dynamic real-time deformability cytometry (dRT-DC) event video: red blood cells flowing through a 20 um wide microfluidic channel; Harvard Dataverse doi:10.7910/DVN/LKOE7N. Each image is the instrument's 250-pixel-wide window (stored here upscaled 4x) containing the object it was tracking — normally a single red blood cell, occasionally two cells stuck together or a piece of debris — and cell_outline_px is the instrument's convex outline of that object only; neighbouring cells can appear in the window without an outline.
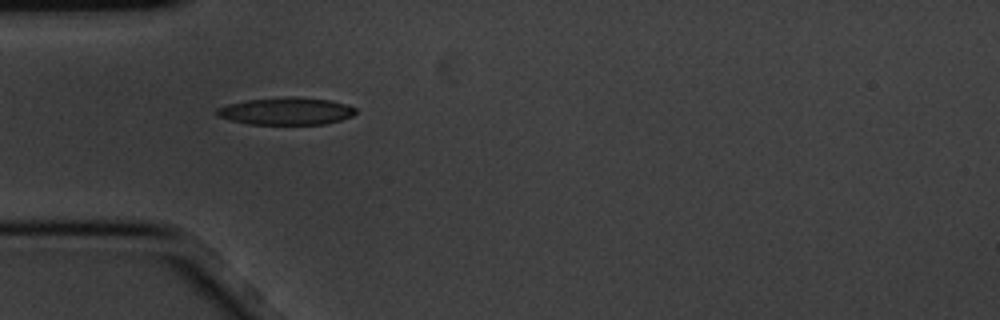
{"species": "common noctule bat (a hibernating species)", "species_latin": "Nyctalus noctula", "temperature_condition": "cold", "stored_images_in_passage": 4, "segment_of_instrument_passage": [1, 2], "camera_frame_rate_fps": 3000, "um_per_image_px": 0.085, "animal": {"sex": "male", "body_mass_g": 20.1, "forearm_length_mm": 53.5}, "frame": {"image": 1, "passage_image": 1, "time_ms": 0.0, "image_size_px": [1000, 320], "cell_outline_px": [[356, 112], [352, 116], [340, 120], [324, 124], [248, 124], [228, 120], [216, 116], [216, 108], [228, 104], [248, 100], [296, 96], [328, 100], [348, 104], [356, 108]], "centroid_in_image_um": [24.31, 9.45], "position_along_channel_um": 60.7, "area_um2": 22.14}}
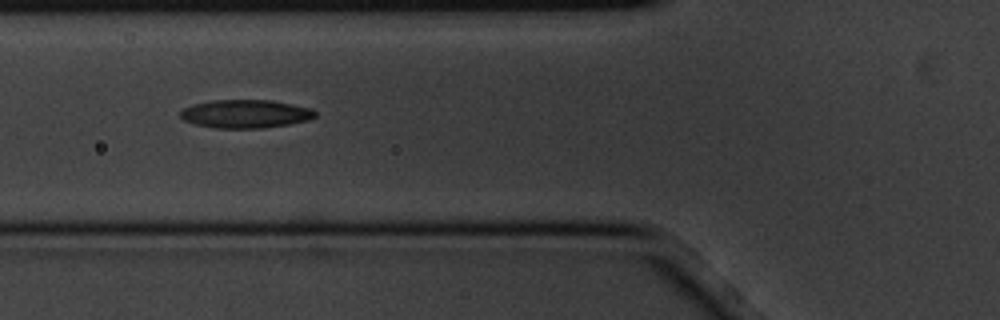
{"frame": {"image": 2, "passage_image": 2, "time_ms": 0.333, "image_size_px": [1000, 320], "cell_outline_px": [[316, 116], [308, 120], [288, 124], [260, 128], [216, 128], [196, 124], [184, 120], [180, 116], [180, 112], [184, 108], [192, 104], [212, 100], [272, 100], [312, 108], [316, 112]], "centroid_in_image_um": [20.87, 9.67], "position_along_channel_um": 104.9, "area_um2": 22.2}}
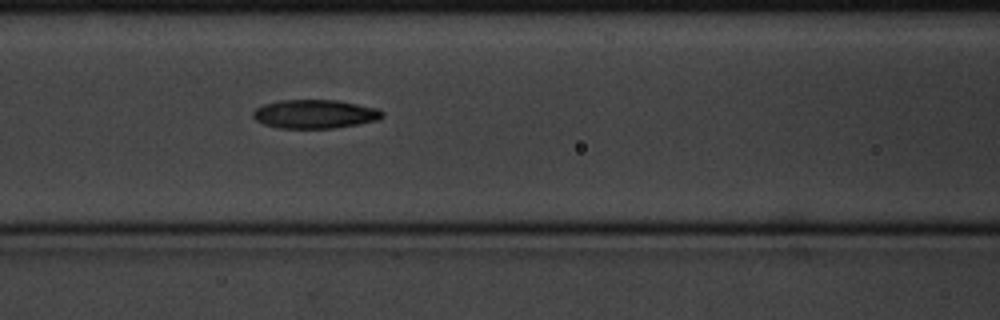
{"frame": {"image": 3, "passage_image": 3, "time_ms": 0.667, "image_size_px": [1000, 320], "cell_outline_px": [[384, 116], [380, 120], [360, 124], [336, 128], [276, 128], [264, 124], [256, 120], [252, 116], [252, 112], [256, 108], [264, 104], [280, 100], [336, 100], [380, 108], [384, 112]], "centroid_in_image_um": [26.81, 9.7], "position_along_channel_um": 139.8, "area_um2": 21.96}}